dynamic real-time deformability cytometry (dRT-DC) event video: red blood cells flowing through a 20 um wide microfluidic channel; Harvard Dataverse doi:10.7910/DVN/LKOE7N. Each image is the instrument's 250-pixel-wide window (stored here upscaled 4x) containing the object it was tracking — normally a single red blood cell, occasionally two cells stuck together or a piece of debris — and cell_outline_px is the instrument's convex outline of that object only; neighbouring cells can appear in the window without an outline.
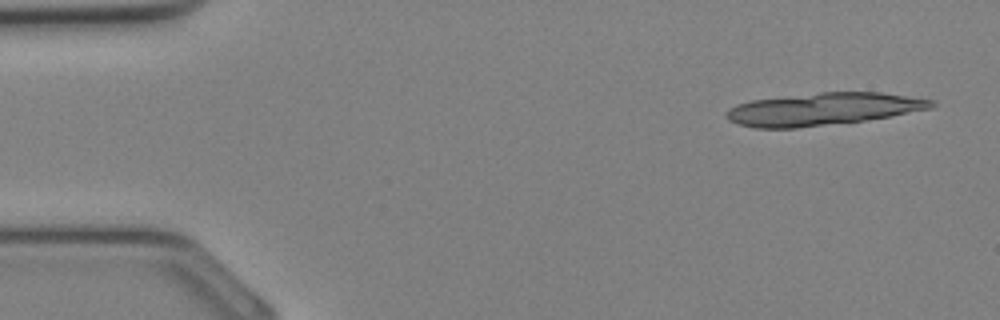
{"species": "Egyptian fruit bat (a non-hibernating species)", "species_latin": "Rousettus aegyptiacus", "temperature_condition": "cold", "stored_images_in_passage": 9, "camera_frame_rate_fps": 3000, "um_per_image_px": 0.085, "animal": {"sex": "female"}, "frame": {"image": 1, "passage_image": 2, "time_ms": 0.333, "image_size_px": [1000, 320], "cell_outline_px": [[936, 104], [932, 108], [892, 116], [864, 120], [796, 128], [756, 128], [740, 124], [728, 120], [724, 116], [728, 108], [736, 104], [752, 100], [820, 92], [880, 92], [932, 100]], "centroid_in_image_um": [69.93, 9.27], "position_along_channel_um": 15.1, "area_um2": 38.55}}